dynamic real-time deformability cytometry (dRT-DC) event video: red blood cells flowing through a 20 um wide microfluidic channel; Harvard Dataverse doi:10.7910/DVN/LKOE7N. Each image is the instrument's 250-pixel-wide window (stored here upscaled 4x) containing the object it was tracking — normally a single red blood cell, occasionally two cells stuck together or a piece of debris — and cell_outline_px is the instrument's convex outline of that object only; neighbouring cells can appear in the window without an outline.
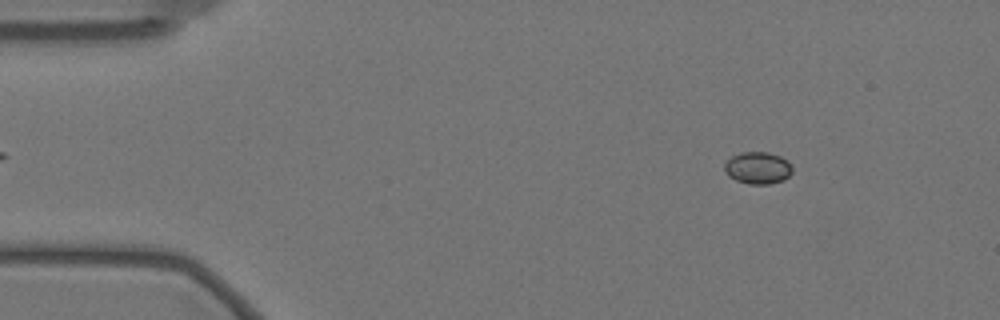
{"species": "Egyptian fruit bat (a non-hibernating species)", "species_latin": "Rousettus aegyptiacus", "temperature_condition": "warm", "stored_images_in_passage": 57, "camera_frame_rate_fps": 3000, "um_per_image_px": 0.085, "animal": {"sex": "female"}, "frame": {"image": 1, "passage_image": 6, "time_ms": 1.667, "image_size_px": [1000, 320], "cell_outline_px": [[792, 172], [784, 180], [768, 184], [748, 184], [736, 180], [728, 176], [724, 168], [724, 164], [732, 156], [740, 152], [768, 152], [780, 156], [788, 160], [792, 164]], "centroid_in_image_um": [64.43, 14.27], "position_along_channel_um": 20.6, "area_um2": 12.77}}
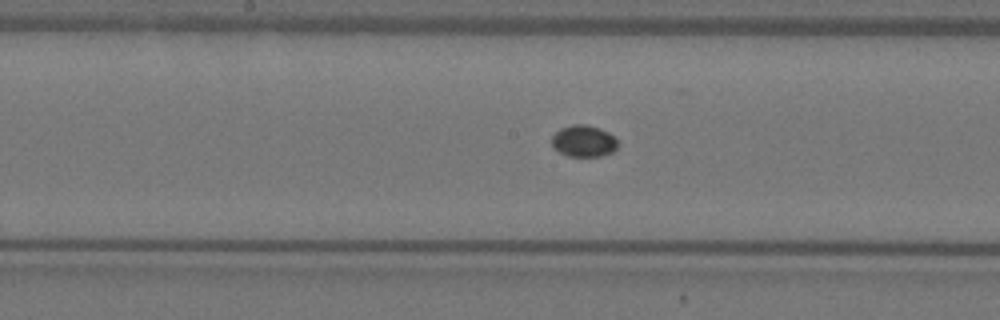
{"frame": {"image": 2, "passage_image": 28, "time_ms": 9.0, "image_size_px": [1000, 320], "cell_outline_px": [[616, 148], [612, 152], [600, 156], [568, 156], [560, 152], [552, 144], [552, 136], [560, 128], [572, 124], [584, 124], [600, 128], [608, 132], [616, 140]], "centroid_in_image_um": [49.6, 11.98], "position_along_channel_um": 198.6, "area_um2": 11.96}}
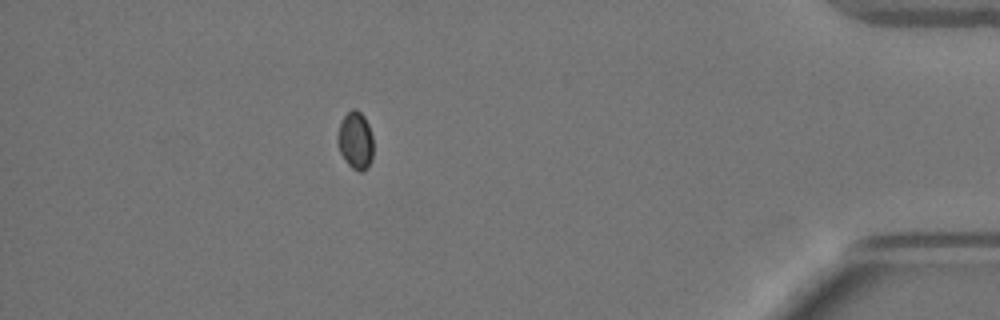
{"frame": {"image": 3, "passage_image": 50, "time_ms": 16.333, "image_size_px": [1000, 320], "cell_outline_px": [[372, 160], [368, 168], [360, 172], [352, 168], [344, 160], [340, 152], [336, 140], [336, 136], [340, 124], [344, 116], [352, 108], [356, 108], [364, 116], [368, 124], [372, 136]], "centroid_in_image_um": [30.2, 11.95], "position_along_channel_um": 405.0, "area_um2": 12.08}}